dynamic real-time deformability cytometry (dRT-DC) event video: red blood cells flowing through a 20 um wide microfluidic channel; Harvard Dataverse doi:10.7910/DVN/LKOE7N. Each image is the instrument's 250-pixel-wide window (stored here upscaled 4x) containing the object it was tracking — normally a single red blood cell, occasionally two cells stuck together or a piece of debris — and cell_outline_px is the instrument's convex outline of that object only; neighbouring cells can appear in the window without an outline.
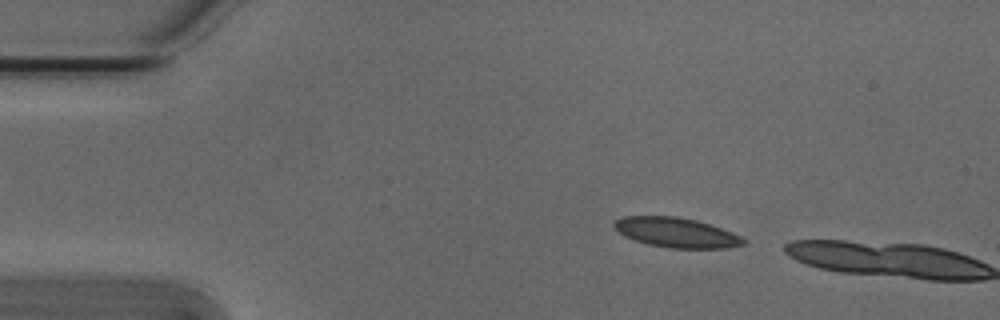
{"species": "Egyptian fruit bat (a non-hibernating species)", "species_latin": "Rousettus aegyptiacus", "temperature_condition": "cold", "stored_images_in_passage": 4, "camera_frame_rate_fps": 3000, "um_per_image_px": 0.085, "animal": {"sex": "male"}, "frame": {"image": 1, "passage_image": 3, "time_ms": 0.667, "image_size_px": [1000, 320], "cell_outline_px": [[744, 244], [728, 248], [668, 248], [648, 244], [624, 236], [612, 224], [616, 220], [624, 216], [676, 216], [696, 220], [732, 232], [740, 236], [744, 240]], "centroid_in_image_um": [57.47, 19.76], "position_along_channel_um": 27.5, "area_um2": 22.2}}